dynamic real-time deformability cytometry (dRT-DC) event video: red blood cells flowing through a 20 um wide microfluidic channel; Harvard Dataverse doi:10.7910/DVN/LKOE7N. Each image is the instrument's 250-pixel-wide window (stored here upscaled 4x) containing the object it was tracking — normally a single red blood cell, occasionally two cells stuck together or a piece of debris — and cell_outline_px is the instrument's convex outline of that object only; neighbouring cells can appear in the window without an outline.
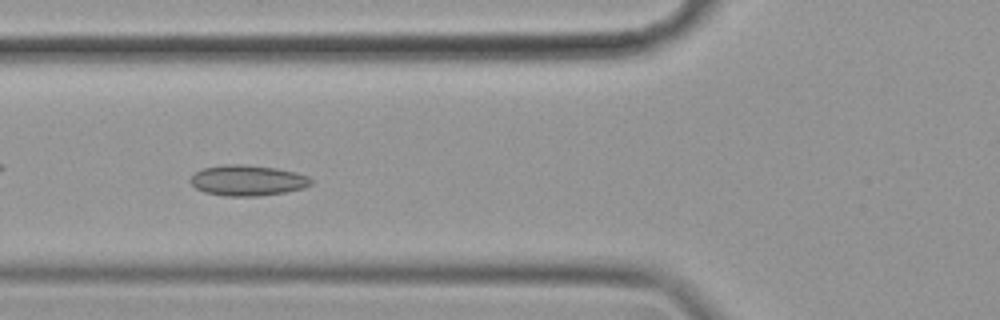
{"species": "common noctule bat (a hibernating species)", "species_latin": "Nyctalus noctula", "temperature_condition": "cold", "stored_images_in_passage": 49, "camera_frame_rate_fps": 3000, "um_per_image_px": 0.085, "animal": {"sex": "female", "body_mass_g": 19.9}, "frame": {"image": 1, "passage_image": 13, "time_ms": 4.0, "image_size_px": [1000, 320], "cell_outline_px": [[312, 184], [304, 188], [284, 192], [260, 196], [224, 196], [204, 192], [196, 188], [188, 180], [196, 172], [204, 168], [224, 164], [244, 164], [276, 168], [296, 172], [308, 176], [312, 180]], "centroid_in_image_um": [21.05, 15.33], "position_along_channel_um": 104.8, "area_um2": 21.62}}
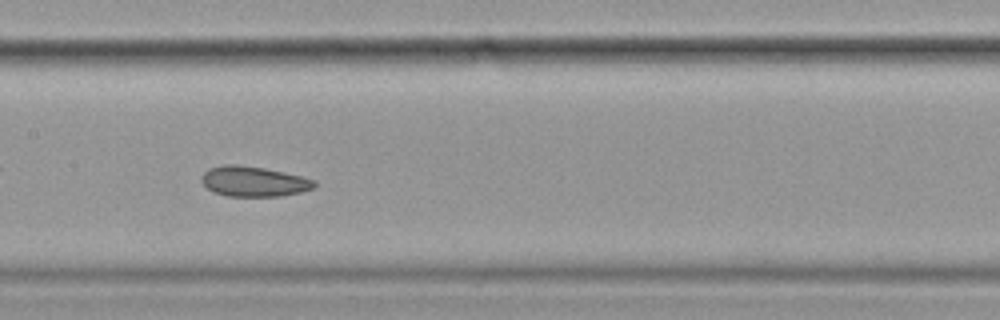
{"frame": {"image": 2, "passage_image": 20, "time_ms": 6.333, "image_size_px": [1000, 320], "cell_outline_px": [[316, 184], [312, 188], [300, 192], [280, 196], [228, 196], [212, 192], [200, 180], [200, 176], [208, 168], [224, 164], [236, 164], [264, 168], [284, 172], [316, 180]], "centroid_in_image_um": [21.52, 15.41], "position_along_channel_um": 185.9, "area_um2": 19.88}}
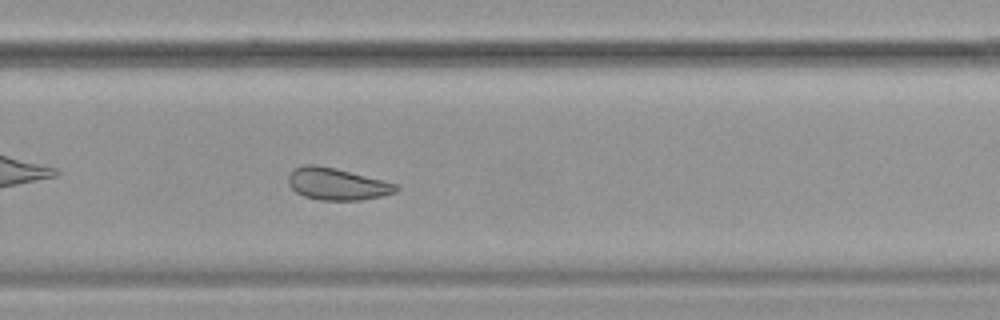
{"frame": {"image": 3, "passage_image": 30, "time_ms": 9.667, "image_size_px": [1000, 320], "cell_outline_px": [[400, 188], [396, 192], [384, 196], [360, 200], [316, 200], [304, 196], [296, 192], [288, 184], [288, 172], [304, 164], [316, 164], [336, 168], [396, 184]], "centroid_in_image_um": [28.61, 15.64], "position_along_channel_um": 301.2, "area_um2": 20.17}, "authors_computed_cell_mechanics": {"area_um2": 22.0218, "velocity_mm_per_s": 3.4789, "shape_relaxation_time_tau1_ms": null, "shape_relaxation_time_tau2_ms": 3.6659, "deformation_change_tau1": null, "deformation_change_tau2": 0.0825}}